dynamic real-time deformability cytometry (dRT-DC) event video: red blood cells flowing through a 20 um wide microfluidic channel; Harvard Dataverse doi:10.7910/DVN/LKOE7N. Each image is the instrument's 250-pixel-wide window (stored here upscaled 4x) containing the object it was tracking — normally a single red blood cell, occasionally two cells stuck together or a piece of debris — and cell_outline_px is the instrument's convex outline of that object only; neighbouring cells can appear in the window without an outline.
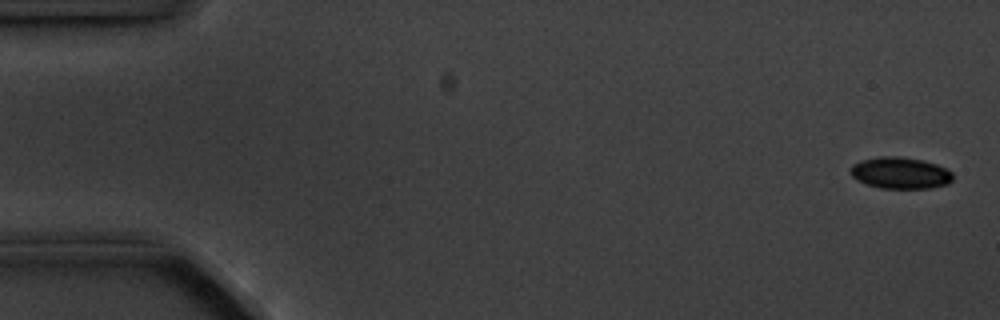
{"species": "common noctule bat (a hibernating species)", "species_latin": "Nyctalus noctula", "temperature_condition": "cold", "stored_images_in_passage": 5, "camera_frame_rate_fps": 3000, "um_per_image_px": 0.085, "animal": {"sex": "male", "body_mass_g": 20.1, "forearm_length_mm": 53.5}, "frame": {"image": 1, "passage_image": 1, "time_ms": 0.0, "image_size_px": [1000, 320], "cell_outline_px": [[952, 180], [948, 184], [932, 188], [880, 188], [856, 180], [852, 176], [852, 164], [860, 160], [880, 156], [900, 156], [924, 160], [936, 164], [952, 172]], "centroid_in_image_um": [76.53, 14.69], "position_along_channel_um": 8.5, "area_um2": 18.84}}
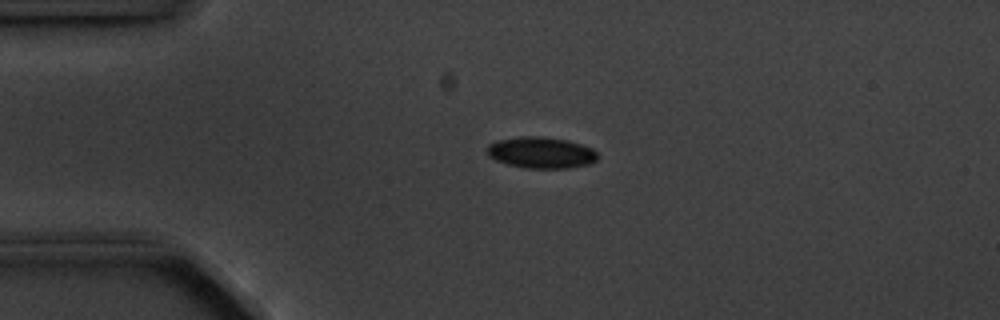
{"frame": {"image": 2, "passage_image": 4, "time_ms": 3.667, "image_size_px": [1000, 320], "cell_outline_px": [[596, 160], [588, 164], [568, 168], [524, 168], [508, 164], [496, 160], [488, 156], [488, 144], [500, 140], [520, 136], [548, 136], [568, 140], [592, 148], [596, 152]], "centroid_in_image_um": [45.99, 12.96], "position_along_channel_um": 39.0, "area_um2": 20.11}}